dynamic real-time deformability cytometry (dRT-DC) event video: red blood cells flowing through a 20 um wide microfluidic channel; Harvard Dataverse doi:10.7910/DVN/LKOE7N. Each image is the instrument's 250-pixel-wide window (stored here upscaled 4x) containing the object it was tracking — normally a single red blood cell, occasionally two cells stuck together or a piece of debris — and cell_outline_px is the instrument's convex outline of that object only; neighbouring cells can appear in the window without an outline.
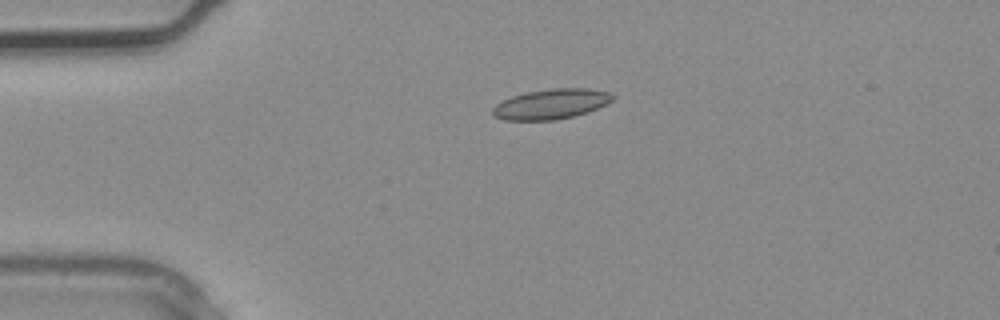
{"species": "common noctule bat (a hibernating species)", "species_latin": "Nyctalus noctula", "temperature_condition": "warm", "stored_images_in_passage": 4, "camera_frame_rate_fps": 3000, "um_per_image_px": 0.085, "animal": {"sex": "male", "body_mass_g": 20.4}, "frame": {"image": 1, "passage_image": 3, "time_ms": 0.667, "image_size_px": [1000, 320], "cell_outline_px": [[616, 96], [608, 104], [588, 112], [556, 120], [504, 120], [496, 116], [492, 112], [492, 108], [496, 104], [512, 96], [528, 92], [552, 88], [588, 88], [612, 92]], "centroid_in_image_um": [46.91, 8.83], "position_along_channel_um": 38.1, "area_um2": 21.1}}